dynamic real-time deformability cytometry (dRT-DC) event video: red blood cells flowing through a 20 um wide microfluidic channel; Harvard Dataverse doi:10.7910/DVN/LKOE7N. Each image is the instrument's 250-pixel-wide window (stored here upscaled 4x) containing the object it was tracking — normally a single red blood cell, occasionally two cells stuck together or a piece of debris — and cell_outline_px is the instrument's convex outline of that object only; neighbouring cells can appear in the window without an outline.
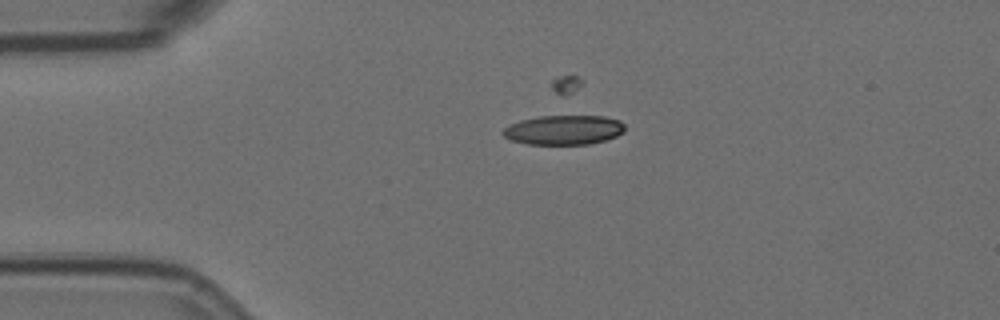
{"species": "Egyptian fruit bat (a non-hibernating species)", "species_latin": "Rousettus aegyptiacus", "temperature_condition": "room temperature", "stored_images_in_passage": 2, "camera_frame_rate_fps": 3000, "um_per_image_px": 0.085, "animal": {"sex": "female"}, "frame": {"image": 1, "passage_image": 1, "time_ms": 0.0, "image_size_px": [1000, 320], "cell_outline_px": [[624, 132], [616, 136], [604, 140], [588, 144], [528, 144], [512, 140], [504, 136], [500, 132], [504, 128], [520, 120], [540, 116], [604, 116], [620, 120], [624, 124]], "centroid_in_image_um": [47.93, 11.04], "position_along_channel_um": 37.1, "area_um2": 20.87}}